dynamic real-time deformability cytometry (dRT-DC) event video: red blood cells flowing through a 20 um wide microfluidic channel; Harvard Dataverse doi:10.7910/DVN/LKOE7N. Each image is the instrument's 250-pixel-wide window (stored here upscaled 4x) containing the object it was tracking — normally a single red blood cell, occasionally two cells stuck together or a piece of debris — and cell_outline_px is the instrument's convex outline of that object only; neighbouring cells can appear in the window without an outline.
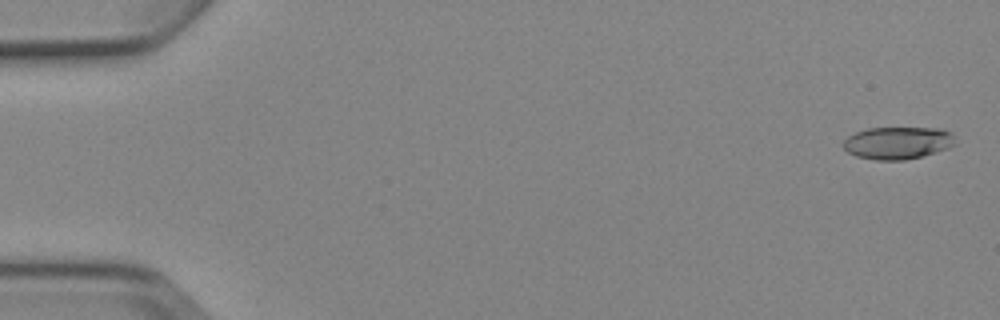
{"species": "Egyptian fruit bat (a non-hibernating species)", "species_latin": "Rousettus aegyptiacus", "temperature_condition": "cold", "stored_images_in_passage": 5, "camera_frame_rate_fps": 3000, "um_per_image_px": 0.085, "animal": {"sex": "female"}, "frame": {"image": 1, "passage_image": 1, "time_ms": 0.0, "image_size_px": [1000, 320], "cell_outline_px": [[956, 144], [948, 148], [920, 156], [904, 160], [876, 160], [856, 156], [848, 152], [844, 148], [844, 140], [848, 136], [856, 132], [868, 128], [940, 128], [952, 132]], "centroid_in_image_um": [76.31, 12.14], "position_along_channel_um": 8.7, "area_um2": 21.04}}
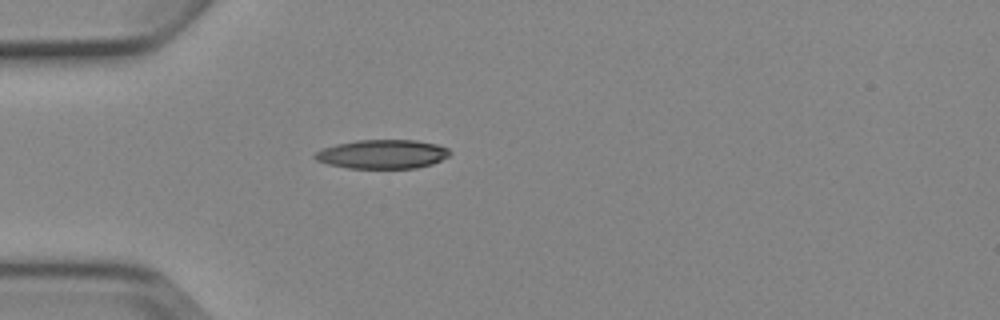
{"frame": {"image": 2, "passage_image": 5, "time_ms": 4.667, "image_size_px": [1000, 320], "cell_outline_px": [[452, 152], [448, 156], [432, 164], [416, 168], [348, 168], [328, 164], [316, 160], [312, 156], [316, 152], [324, 148], [336, 144], [356, 140], [416, 140], [436, 144], [448, 148]], "centroid_in_image_um": [32.51, 13.1], "position_along_channel_um": 52.5, "area_um2": 22.77}}